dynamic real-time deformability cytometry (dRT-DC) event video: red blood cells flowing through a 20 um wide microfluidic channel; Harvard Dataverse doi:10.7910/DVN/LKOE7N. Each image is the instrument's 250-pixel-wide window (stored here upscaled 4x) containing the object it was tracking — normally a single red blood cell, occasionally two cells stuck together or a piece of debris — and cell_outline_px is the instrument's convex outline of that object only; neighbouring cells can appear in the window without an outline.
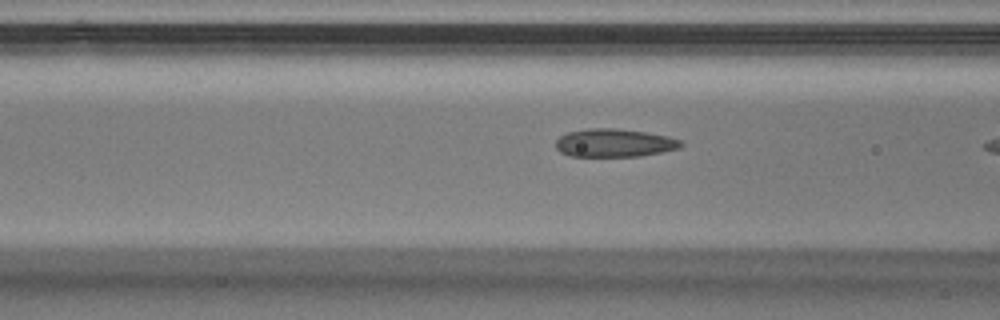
{"species": "Egyptian fruit bat (a non-hibernating species)", "species_latin": "Rousettus aegyptiacus", "temperature_condition": "warm", "stored_images_in_passage": 36, "camera_frame_rate_fps": 3000, "um_per_image_px": 0.085, "animal": {"sex": "male"}, "frame": {"image": 1, "passage_image": 16, "time_ms": 5.0, "image_size_px": [1000, 320], "cell_outline_px": [[684, 144], [680, 148], [640, 156], [568, 156], [560, 152], [556, 148], [556, 140], [560, 136], [568, 132], [588, 128], [616, 128], [644, 132], [668, 136], [680, 140]], "centroid_in_image_um": [52.2, 12.14], "position_along_channel_um": 114.4, "area_um2": 20.52}}
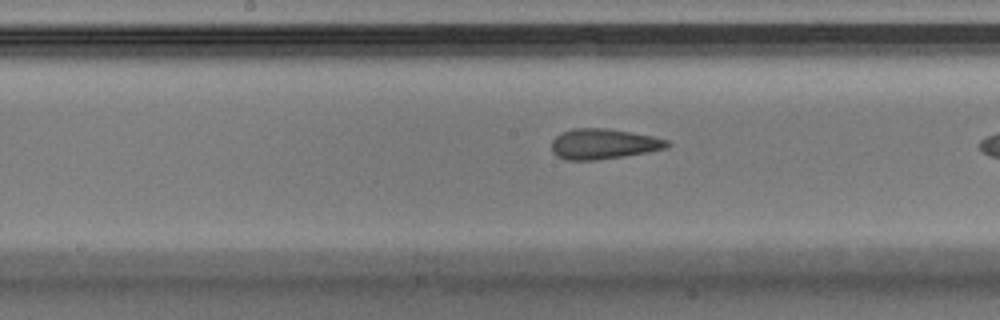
{"frame": {"image": 2, "passage_image": 22, "time_ms": 7.0, "image_size_px": [1000, 320], "cell_outline_px": [[672, 144], [668, 148], [648, 152], [624, 156], [596, 160], [564, 160], [556, 156], [552, 152], [552, 140], [556, 136], [572, 128], [608, 128], [652, 136], [668, 140]], "centroid_in_image_um": [51.3, 12.24], "position_along_channel_um": 196.9, "area_um2": 20.58}}
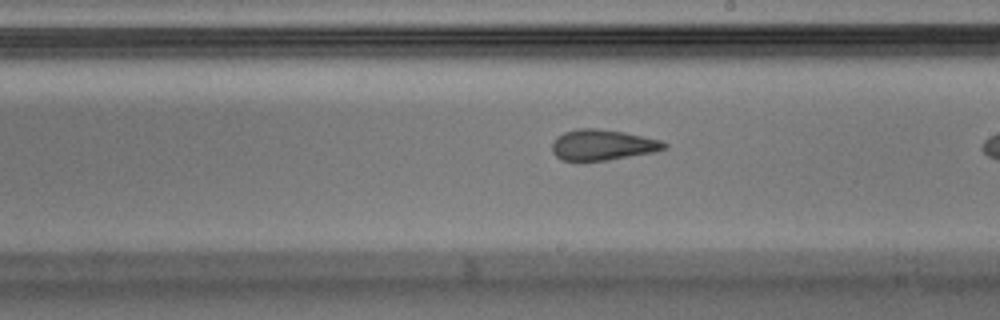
{"frame": {"image": 3, "passage_image": 25, "time_ms": 8.0, "image_size_px": [1000, 320], "cell_outline_px": [[668, 148], [652, 152], [608, 160], [560, 160], [552, 152], [552, 144], [556, 136], [564, 132], [576, 128], [596, 128], [624, 132], [660, 140], [668, 144]], "centroid_in_image_um": [51.19, 12.3], "position_along_channel_um": 237.8, "area_um2": 20.0}}